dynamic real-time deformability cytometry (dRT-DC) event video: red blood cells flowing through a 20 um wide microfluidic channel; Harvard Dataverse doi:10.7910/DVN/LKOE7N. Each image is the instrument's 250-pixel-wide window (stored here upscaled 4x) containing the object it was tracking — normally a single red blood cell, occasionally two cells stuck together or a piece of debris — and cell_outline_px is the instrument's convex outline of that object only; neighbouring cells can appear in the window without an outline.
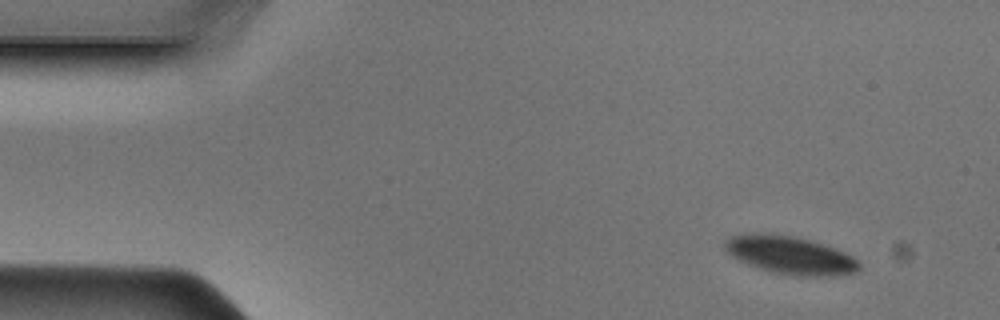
{"species": "Egyptian fruit bat (a non-hibernating species)", "species_latin": "Rousettus aegyptiacus", "temperature_condition": "cold", "stored_images_in_passage": 44, "camera_frame_rate_fps": 3000, "um_per_image_px": 0.085, "animal": {"sex": "male"}, "frame": {"image": 1, "passage_image": 1, "time_ms": 0.0, "image_size_px": [1000, 320], "cell_outline_px": [[860, 268], [856, 272], [828, 276], [796, 276], [772, 272], [748, 264], [732, 256], [724, 248], [724, 244], [732, 236], [756, 232], [772, 232], [796, 236], [812, 240], [836, 248], [852, 256], [860, 264]], "centroid_in_image_um": [67.18, 21.66], "position_along_channel_um": 17.8, "area_um2": 29.82}}
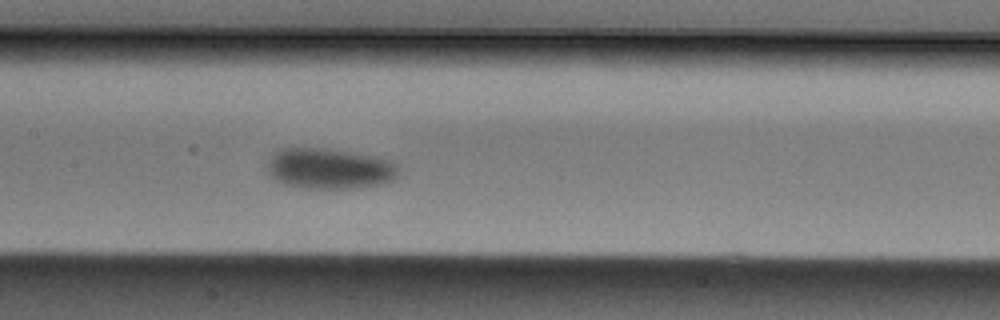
{"frame": {"image": 2, "passage_image": 19, "time_ms": 6.0, "image_size_px": [1000, 320], "cell_outline_px": [[400, 172], [396, 180], [380, 184], [360, 188], [304, 188], [288, 184], [276, 180], [268, 172], [268, 164], [272, 152], [280, 148], [324, 148], [376, 156], [388, 160], [396, 164]], "centroid_in_image_um": [28.04, 14.33], "position_along_channel_um": 179.4, "area_um2": 31.21}}
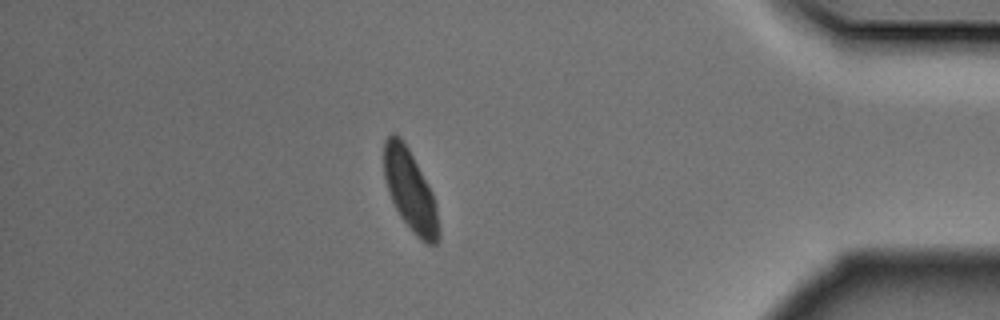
{"frame": {"image": 3, "passage_image": 38, "time_ms": 12.333, "image_size_px": [1000, 320], "cell_outline_px": [[440, 240], [436, 244], [428, 244], [420, 240], [412, 232], [400, 216], [392, 200], [384, 176], [384, 140], [392, 132], [400, 136], [408, 148], [432, 192], [436, 204], [440, 232]], "centroid_in_image_um": [34.88, 16.22], "position_along_channel_um": 400.3, "area_um2": 25.72}}